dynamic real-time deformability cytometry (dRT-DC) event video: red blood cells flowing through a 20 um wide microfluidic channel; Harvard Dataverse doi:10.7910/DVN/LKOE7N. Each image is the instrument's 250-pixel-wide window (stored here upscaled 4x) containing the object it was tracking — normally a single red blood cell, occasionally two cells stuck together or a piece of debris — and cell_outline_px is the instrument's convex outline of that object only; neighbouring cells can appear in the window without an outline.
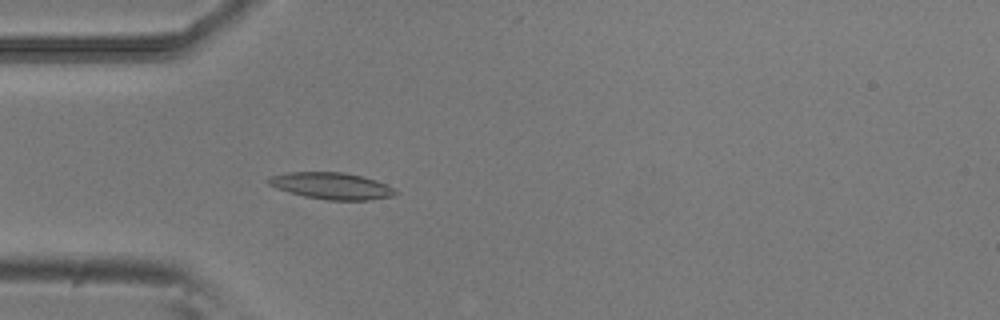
{"species": "common noctule bat (a hibernating species)", "species_latin": "Nyctalus noctula", "temperature_condition": "room temperature", "stored_images_in_passage": 41, "camera_frame_rate_fps": 3000, "um_per_image_px": 0.085, "animal": {"sex": "male", "body_mass_g": 20.5, "forearm_length_mm": 52.5}, "frame": {"image": 1, "passage_image": 7, "time_ms": 2.0, "image_size_px": [1000, 320], "cell_outline_px": [[400, 192], [392, 196], [368, 200], [324, 200], [304, 196], [288, 192], [276, 188], [268, 184], [268, 176], [288, 172], [344, 172], [364, 176], [376, 180]], "centroid_in_image_um": [28.16, 15.79], "position_along_channel_um": 56.8, "area_um2": 19.83}}
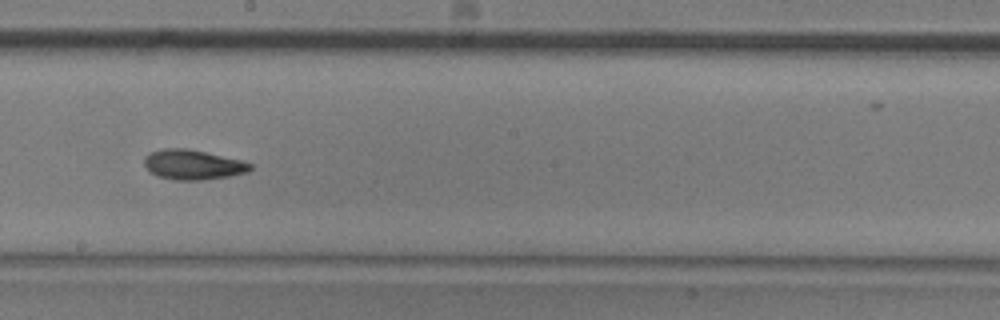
{"frame": {"image": 2, "passage_image": 21, "time_ms": 6.667, "image_size_px": [1000, 320], "cell_outline_px": [[252, 168], [248, 172], [228, 176], [200, 180], [176, 180], [156, 176], [148, 172], [144, 164], [144, 156], [148, 152], [164, 148], [184, 148], [204, 152], [240, 160], [252, 164]], "centroid_in_image_um": [16.32, 14.0], "position_along_channel_um": 231.9, "area_um2": 18.44}}
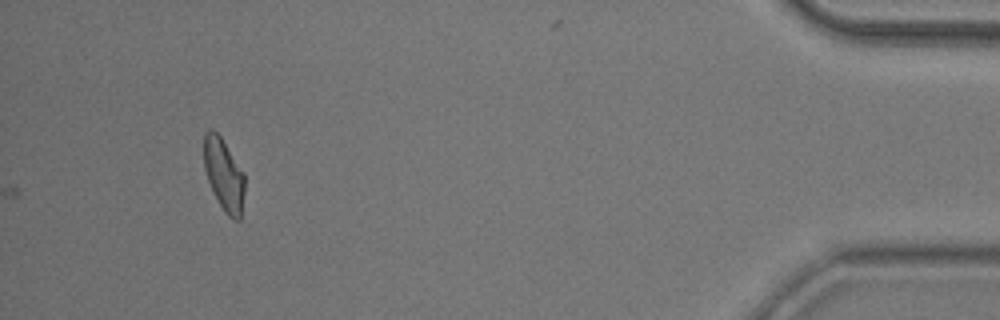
{"frame": {"image": 3, "passage_image": 41, "time_ms": 13.333, "image_size_px": [1000, 320], "cell_outline_px": [[244, 192], [240, 220], [232, 220], [224, 212], [208, 180], [204, 168], [204, 132], [208, 128], [212, 128], [220, 136], [244, 172]], "centroid_in_image_um": [19.03, 14.83], "position_along_channel_um": 416.2, "area_um2": 17.05}, "authors_computed_cell_mechanics": {"area_um2": 17.5134, "velocity_mm_per_s": 3.8152, "shape_relaxation_time_tau1_ms": 5.7059, "shape_relaxation_time_tau2_ms": 5.5819, "deformation_change_tau1": 0.167, "deformation_change_tau2": 0.0886}}